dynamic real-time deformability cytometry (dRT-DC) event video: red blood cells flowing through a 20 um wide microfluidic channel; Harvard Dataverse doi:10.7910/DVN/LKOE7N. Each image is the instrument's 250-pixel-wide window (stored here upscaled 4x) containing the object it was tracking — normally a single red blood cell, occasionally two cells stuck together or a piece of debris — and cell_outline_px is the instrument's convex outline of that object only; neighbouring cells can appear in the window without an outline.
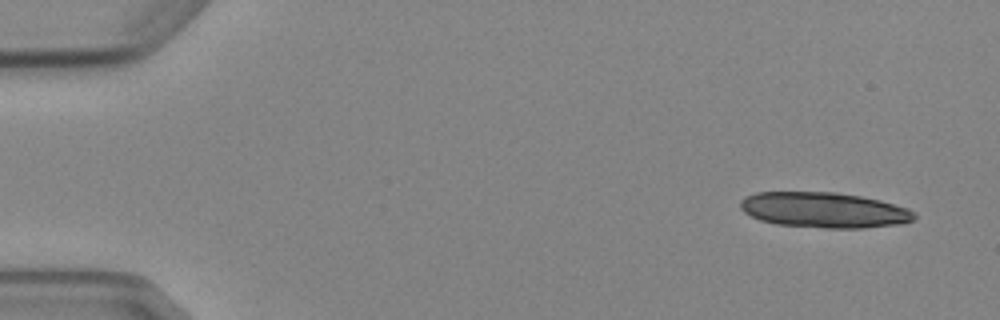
{"species": "Egyptian fruit bat (a non-hibernating species)", "species_latin": "Rousettus aegyptiacus", "temperature_condition": "cold", "stored_images_in_passage": 5, "camera_frame_rate_fps": 3000, "um_per_image_px": 0.085, "animal": {"sex": "female"}, "frame": {"image": 1, "passage_image": 1, "time_ms": 0.0, "image_size_px": [1000, 320], "cell_outline_px": [[916, 216], [912, 220], [904, 224], [864, 228], [824, 228], [776, 224], [760, 220], [744, 212], [740, 208], [740, 200], [744, 196], [756, 192], [836, 192], [860, 196], [880, 200], [908, 208], [916, 212]], "centroid_in_image_um": [70.05, 17.85], "position_along_channel_um": 14.9, "area_um2": 36.24}}